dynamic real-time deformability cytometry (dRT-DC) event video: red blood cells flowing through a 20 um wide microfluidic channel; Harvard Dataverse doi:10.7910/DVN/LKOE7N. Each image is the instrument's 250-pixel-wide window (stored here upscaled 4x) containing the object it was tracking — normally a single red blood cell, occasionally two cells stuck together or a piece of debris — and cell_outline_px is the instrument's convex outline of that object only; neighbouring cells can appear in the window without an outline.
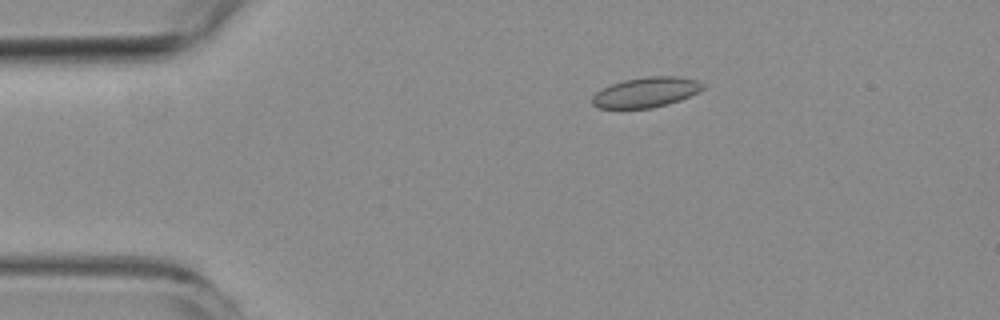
{"species": "common noctule bat (a hibernating species)", "species_latin": "Nyctalus noctula", "temperature_condition": "room temperature", "stored_images_in_passage": 4, "camera_frame_rate_fps": 3000, "um_per_image_px": 0.085, "animal": {"sex": "female", "body_mass_g": 19.3, "forearm_length_mm": 54.1}, "frame": {"image": 1, "passage_image": 3, "time_ms": 2.333, "image_size_px": [1000, 320], "cell_outline_px": [[704, 88], [700, 92], [680, 100], [668, 104], [652, 108], [596, 108], [592, 104], [592, 96], [596, 92], [612, 84], [624, 80], [648, 76], [676, 76], [696, 80], [704, 84]], "centroid_in_image_um": [54.93, 7.85], "position_along_channel_um": 30.1, "area_um2": 19.42}}